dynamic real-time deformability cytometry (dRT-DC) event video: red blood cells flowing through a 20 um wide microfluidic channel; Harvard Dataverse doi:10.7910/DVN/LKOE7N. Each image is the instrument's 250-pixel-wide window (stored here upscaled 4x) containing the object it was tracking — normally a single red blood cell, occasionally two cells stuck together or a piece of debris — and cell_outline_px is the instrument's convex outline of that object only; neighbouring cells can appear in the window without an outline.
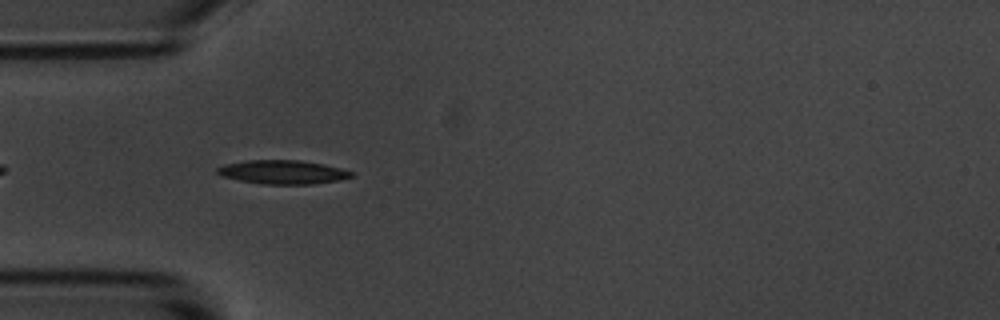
{"species": "common noctule bat (a hibernating species)", "species_latin": "Nyctalus noctula", "temperature_condition": "room temperature", "stored_images_in_passage": 9, "camera_frame_rate_fps": 3000, "um_per_image_px": 0.085, "animal": {"sex": "male", "body_mass_g": 20.1, "forearm_length_mm": 53.5}, "frame": {"image": 1, "passage_image": 3, "time_ms": 3.0, "image_size_px": [1000, 320], "cell_outline_px": [[356, 176], [336, 180], [312, 184], [260, 184], [220, 176], [216, 172], [216, 168], [224, 164], [248, 160], [300, 160], [324, 164], [340, 168], [352, 172]], "centroid_in_image_um": [24.0, 14.62], "position_along_channel_um": 61.0, "area_um2": 18.61}}
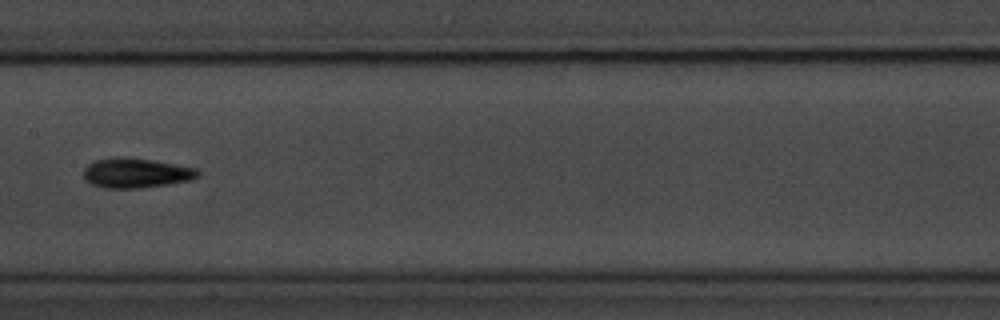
{"frame": {"image": 2, "passage_image": 6, "time_ms": 6.667, "image_size_px": [1000, 320], "cell_outline_px": [[200, 176], [192, 180], [168, 184], [140, 188], [104, 188], [92, 184], [84, 180], [84, 168], [88, 164], [96, 160], [124, 156], [152, 160], [176, 164], [196, 168], [200, 172]], "centroid_in_image_um": [11.58, 14.7], "position_along_channel_um": 195.8, "area_um2": 19.94}}
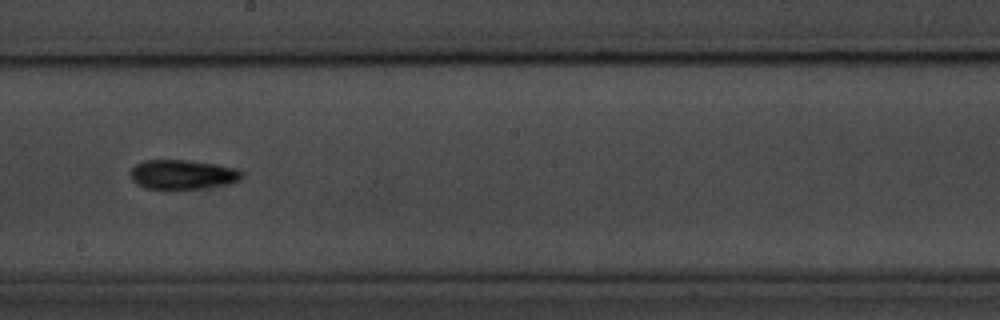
{"frame": {"image": 3, "passage_image": 7, "time_ms": 7.667, "image_size_px": [1000, 320], "cell_outline_px": [[244, 176], [240, 180], [228, 184], [200, 188], [168, 192], [148, 188], [136, 184], [132, 180], [128, 172], [136, 164], [144, 160], [188, 160], [216, 164], [236, 168], [244, 172]], "centroid_in_image_um": [15.5, 14.86], "position_along_channel_um": 232.7, "area_um2": 19.88}}